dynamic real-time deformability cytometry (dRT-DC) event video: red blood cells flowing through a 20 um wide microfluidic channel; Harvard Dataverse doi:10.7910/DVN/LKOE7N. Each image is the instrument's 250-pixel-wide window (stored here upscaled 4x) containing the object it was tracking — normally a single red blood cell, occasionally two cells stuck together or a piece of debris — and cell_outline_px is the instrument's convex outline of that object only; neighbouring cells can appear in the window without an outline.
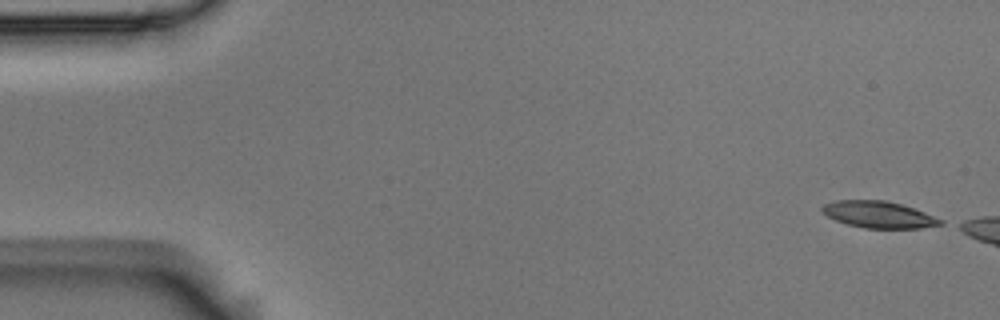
{"species": "Egyptian fruit bat (a non-hibernating species)", "species_latin": "Rousettus aegyptiacus", "temperature_condition": "room temperature", "stored_images_in_passage": 11, "camera_frame_rate_fps": 3000, "um_per_image_px": 0.085, "animal": {"sex": "male"}, "frame": {"image": 1, "passage_image": 1, "time_ms": 0.0, "image_size_px": [1000, 320], "cell_outline_px": [[944, 224], [920, 228], [864, 228], [848, 224], [836, 220], [828, 216], [820, 208], [824, 204], [836, 200], [884, 200], [900, 204], [924, 212], [944, 220]], "centroid_in_image_um": [74.7, 18.24], "position_along_channel_um": 10.3, "area_um2": 18.21}}